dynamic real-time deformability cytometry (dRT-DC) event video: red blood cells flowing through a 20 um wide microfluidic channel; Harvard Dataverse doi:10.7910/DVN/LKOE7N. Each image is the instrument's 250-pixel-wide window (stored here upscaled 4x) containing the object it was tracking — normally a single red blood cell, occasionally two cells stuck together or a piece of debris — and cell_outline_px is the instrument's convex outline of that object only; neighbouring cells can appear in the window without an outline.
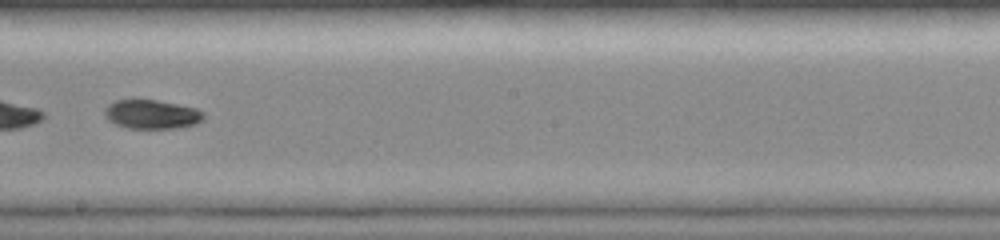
{"species": "common noctule bat (a hibernating species)", "species_latin": "Nyctalus noctula", "temperature_condition": "room temperature", "stored_images_in_passage": 31, "camera_frame_rate_fps": 3000, "um_per_image_px": 0.085, "animal": {"sex": "female", "body_mass_g": 19.0, "forearm_length_mm": 51.5}, "frame": {"image": 1, "passage_image": 14, "time_ms": 4.333, "image_size_px": [1000, 240], "cell_outline_px": [[204, 120], [196, 124], [176, 128], [128, 128], [116, 124], [108, 120], [104, 116], [104, 108], [108, 104], [116, 100], [132, 96], [156, 100], [196, 108], [204, 112]], "centroid_in_image_um": [12.85, 9.67], "position_along_channel_um": 235.4, "area_um2": 17.34}, "authors_computed_cell_mechanics": {"area_um2": 17.1088, "velocity_mm_per_s": 4.0322, "shape_relaxation_time_tau1_ms": 5.1004, "shape_relaxation_time_tau2_ms": null, "deformation_change_tau1": 0.1964, "deformation_change_tau2": null}}